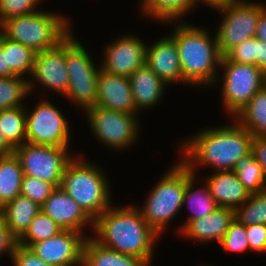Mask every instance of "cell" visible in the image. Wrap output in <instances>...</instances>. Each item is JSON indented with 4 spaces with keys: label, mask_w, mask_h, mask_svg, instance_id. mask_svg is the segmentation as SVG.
<instances>
[{
    "label": "cell",
    "mask_w": 266,
    "mask_h": 266,
    "mask_svg": "<svg viewBox=\"0 0 266 266\" xmlns=\"http://www.w3.org/2000/svg\"><path fill=\"white\" fill-rule=\"evenodd\" d=\"M232 120L228 125L205 127L181 141L180 160L194 175L200 165L213 167L215 172L233 171L237 161L251 152L253 135L234 118Z\"/></svg>",
    "instance_id": "1"
},
{
    "label": "cell",
    "mask_w": 266,
    "mask_h": 266,
    "mask_svg": "<svg viewBox=\"0 0 266 266\" xmlns=\"http://www.w3.org/2000/svg\"><path fill=\"white\" fill-rule=\"evenodd\" d=\"M113 206L94 221L92 238L108 249L141 258L151 266L154 245L161 236L145 221L138 205Z\"/></svg>",
    "instance_id": "2"
},
{
    "label": "cell",
    "mask_w": 266,
    "mask_h": 266,
    "mask_svg": "<svg viewBox=\"0 0 266 266\" xmlns=\"http://www.w3.org/2000/svg\"><path fill=\"white\" fill-rule=\"evenodd\" d=\"M168 23H173L175 27L169 35L175 40L178 48L183 80L186 84L199 88L215 86L220 75L217 67H220L222 59L216 35L211 36L205 27L195 26L183 20L170 21L165 25Z\"/></svg>",
    "instance_id": "3"
},
{
    "label": "cell",
    "mask_w": 266,
    "mask_h": 266,
    "mask_svg": "<svg viewBox=\"0 0 266 266\" xmlns=\"http://www.w3.org/2000/svg\"><path fill=\"white\" fill-rule=\"evenodd\" d=\"M83 158L74 156L68 162L60 187L95 221L113 204V196L104 171Z\"/></svg>",
    "instance_id": "4"
},
{
    "label": "cell",
    "mask_w": 266,
    "mask_h": 266,
    "mask_svg": "<svg viewBox=\"0 0 266 266\" xmlns=\"http://www.w3.org/2000/svg\"><path fill=\"white\" fill-rule=\"evenodd\" d=\"M38 10L1 23L3 35L39 53L58 46L71 33L70 19L60 12Z\"/></svg>",
    "instance_id": "5"
},
{
    "label": "cell",
    "mask_w": 266,
    "mask_h": 266,
    "mask_svg": "<svg viewBox=\"0 0 266 266\" xmlns=\"http://www.w3.org/2000/svg\"><path fill=\"white\" fill-rule=\"evenodd\" d=\"M175 164L152 187L142 207H138L145 221L159 236L183 207L186 165L180 159Z\"/></svg>",
    "instance_id": "6"
},
{
    "label": "cell",
    "mask_w": 266,
    "mask_h": 266,
    "mask_svg": "<svg viewBox=\"0 0 266 266\" xmlns=\"http://www.w3.org/2000/svg\"><path fill=\"white\" fill-rule=\"evenodd\" d=\"M73 34L74 32L65 39V63L69 76L65 97L85 112L96 106L98 73L101 66L94 63L88 49Z\"/></svg>",
    "instance_id": "7"
},
{
    "label": "cell",
    "mask_w": 266,
    "mask_h": 266,
    "mask_svg": "<svg viewBox=\"0 0 266 266\" xmlns=\"http://www.w3.org/2000/svg\"><path fill=\"white\" fill-rule=\"evenodd\" d=\"M220 12L222 22L215 31L219 52L224 57L231 49L248 38H254L263 3L232 0L210 7Z\"/></svg>",
    "instance_id": "8"
},
{
    "label": "cell",
    "mask_w": 266,
    "mask_h": 266,
    "mask_svg": "<svg viewBox=\"0 0 266 266\" xmlns=\"http://www.w3.org/2000/svg\"><path fill=\"white\" fill-rule=\"evenodd\" d=\"M219 69L224 70L223 79L218 76L215 84L223 83L222 104L228 116L233 118L266 84V74L256 65L230 62L225 56Z\"/></svg>",
    "instance_id": "9"
},
{
    "label": "cell",
    "mask_w": 266,
    "mask_h": 266,
    "mask_svg": "<svg viewBox=\"0 0 266 266\" xmlns=\"http://www.w3.org/2000/svg\"><path fill=\"white\" fill-rule=\"evenodd\" d=\"M85 113L94 138L105 147L118 152L131 147L138 140L141 125L137 114L107 110L99 106L90 107Z\"/></svg>",
    "instance_id": "10"
},
{
    "label": "cell",
    "mask_w": 266,
    "mask_h": 266,
    "mask_svg": "<svg viewBox=\"0 0 266 266\" xmlns=\"http://www.w3.org/2000/svg\"><path fill=\"white\" fill-rule=\"evenodd\" d=\"M69 147H53L25 142L15 149L24 175L36 177L60 187L64 170L74 157Z\"/></svg>",
    "instance_id": "11"
},
{
    "label": "cell",
    "mask_w": 266,
    "mask_h": 266,
    "mask_svg": "<svg viewBox=\"0 0 266 266\" xmlns=\"http://www.w3.org/2000/svg\"><path fill=\"white\" fill-rule=\"evenodd\" d=\"M43 99L34 109L26 108V142L53 147H69L70 127L62 112Z\"/></svg>",
    "instance_id": "12"
},
{
    "label": "cell",
    "mask_w": 266,
    "mask_h": 266,
    "mask_svg": "<svg viewBox=\"0 0 266 266\" xmlns=\"http://www.w3.org/2000/svg\"><path fill=\"white\" fill-rule=\"evenodd\" d=\"M37 83L39 87L65 97L69 83L65 63V40L52 49L36 53L33 71L28 80L30 94Z\"/></svg>",
    "instance_id": "13"
},
{
    "label": "cell",
    "mask_w": 266,
    "mask_h": 266,
    "mask_svg": "<svg viewBox=\"0 0 266 266\" xmlns=\"http://www.w3.org/2000/svg\"><path fill=\"white\" fill-rule=\"evenodd\" d=\"M62 230L55 236L36 242L29 248L45 263L53 266H83V246L88 236Z\"/></svg>",
    "instance_id": "14"
},
{
    "label": "cell",
    "mask_w": 266,
    "mask_h": 266,
    "mask_svg": "<svg viewBox=\"0 0 266 266\" xmlns=\"http://www.w3.org/2000/svg\"><path fill=\"white\" fill-rule=\"evenodd\" d=\"M133 34L117 37L105 46L101 68L111 74L129 78L145 64L146 43Z\"/></svg>",
    "instance_id": "15"
},
{
    "label": "cell",
    "mask_w": 266,
    "mask_h": 266,
    "mask_svg": "<svg viewBox=\"0 0 266 266\" xmlns=\"http://www.w3.org/2000/svg\"><path fill=\"white\" fill-rule=\"evenodd\" d=\"M62 230L84 232L87 226L94 228V221L84 212L81 206L61 187H56L50 197L41 206Z\"/></svg>",
    "instance_id": "16"
},
{
    "label": "cell",
    "mask_w": 266,
    "mask_h": 266,
    "mask_svg": "<svg viewBox=\"0 0 266 266\" xmlns=\"http://www.w3.org/2000/svg\"><path fill=\"white\" fill-rule=\"evenodd\" d=\"M96 106L129 114L136 110L130 79L104 71L98 73Z\"/></svg>",
    "instance_id": "17"
},
{
    "label": "cell",
    "mask_w": 266,
    "mask_h": 266,
    "mask_svg": "<svg viewBox=\"0 0 266 266\" xmlns=\"http://www.w3.org/2000/svg\"><path fill=\"white\" fill-rule=\"evenodd\" d=\"M145 64L152 69L167 85L186 82L183 74L175 40L166 35L155 43L146 45Z\"/></svg>",
    "instance_id": "18"
},
{
    "label": "cell",
    "mask_w": 266,
    "mask_h": 266,
    "mask_svg": "<svg viewBox=\"0 0 266 266\" xmlns=\"http://www.w3.org/2000/svg\"><path fill=\"white\" fill-rule=\"evenodd\" d=\"M234 220V210L217 207L207 216L189 221L179 234L189 240L203 243L215 241L219 244Z\"/></svg>",
    "instance_id": "19"
},
{
    "label": "cell",
    "mask_w": 266,
    "mask_h": 266,
    "mask_svg": "<svg viewBox=\"0 0 266 266\" xmlns=\"http://www.w3.org/2000/svg\"><path fill=\"white\" fill-rule=\"evenodd\" d=\"M204 182L218 207L235 211L250 197L234 171L214 172Z\"/></svg>",
    "instance_id": "20"
},
{
    "label": "cell",
    "mask_w": 266,
    "mask_h": 266,
    "mask_svg": "<svg viewBox=\"0 0 266 266\" xmlns=\"http://www.w3.org/2000/svg\"><path fill=\"white\" fill-rule=\"evenodd\" d=\"M136 110L151 109L160 103L167 84L146 64L137 68L129 77Z\"/></svg>",
    "instance_id": "21"
},
{
    "label": "cell",
    "mask_w": 266,
    "mask_h": 266,
    "mask_svg": "<svg viewBox=\"0 0 266 266\" xmlns=\"http://www.w3.org/2000/svg\"><path fill=\"white\" fill-rule=\"evenodd\" d=\"M40 211V205L20 194L0 209V217L12 233L20 239Z\"/></svg>",
    "instance_id": "22"
},
{
    "label": "cell",
    "mask_w": 266,
    "mask_h": 266,
    "mask_svg": "<svg viewBox=\"0 0 266 266\" xmlns=\"http://www.w3.org/2000/svg\"><path fill=\"white\" fill-rule=\"evenodd\" d=\"M83 266H150L145 260L108 249L92 237L83 246Z\"/></svg>",
    "instance_id": "23"
},
{
    "label": "cell",
    "mask_w": 266,
    "mask_h": 266,
    "mask_svg": "<svg viewBox=\"0 0 266 266\" xmlns=\"http://www.w3.org/2000/svg\"><path fill=\"white\" fill-rule=\"evenodd\" d=\"M140 9L143 16L157 22L181 21L198 4L199 0H140Z\"/></svg>",
    "instance_id": "24"
},
{
    "label": "cell",
    "mask_w": 266,
    "mask_h": 266,
    "mask_svg": "<svg viewBox=\"0 0 266 266\" xmlns=\"http://www.w3.org/2000/svg\"><path fill=\"white\" fill-rule=\"evenodd\" d=\"M195 180L196 175H194L186 166V189L184 193L183 207L186 204L193 213H191L185 223L180 226V229H177L179 230V233L189 221L205 217L218 207L209 193L207 185L204 183L203 187L195 189Z\"/></svg>",
    "instance_id": "25"
},
{
    "label": "cell",
    "mask_w": 266,
    "mask_h": 266,
    "mask_svg": "<svg viewBox=\"0 0 266 266\" xmlns=\"http://www.w3.org/2000/svg\"><path fill=\"white\" fill-rule=\"evenodd\" d=\"M23 176L15 153L0 156V209L20 195Z\"/></svg>",
    "instance_id": "26"
},
{
    "label": "cell",
    "mask_w": 266,
    "mask_h": 266,
    "mask_svg": "<svg viewBox=\"0 0 266 266\" xmlns=\"http://www.w3.org/2000/svg\"><path fill=\"white\" fill-rule=\"evenodd\" d=\"M233 118L253 136H266V84Z\"/></svg>",
    "instance_id": "27"
},
{
    "label": "cell",
    "mask_w": 266,
    "mask_h": 266,
    "mask_svg": "<svg viewBox=\"0 0 266 266\" xmlns=\"http://www.w3.org/2000/svg\"><path fill=\"white\" fill-rule=\"evenodd\" d=\"M0 48L6 54L7 65L17 76H31L36 52L4 35L0 39Z\"/></svg>",
    "instance_id": "28"
},
{
    "label": "cell",
    "mask_w": 266,
    "mask_h": 266,
    "mask_svg": "<svg viewBox=\"0 0 266 266\" xmlns=\"http://www.w3.org/2000/svg\"><path fill=\"white\" fill-rule=\"evenodd\" d=\"M26 105L0 111V131L16 149L26 142Z\"/></svg>",
    "instance_id": "29"
},
{
    "label": "cell",
    "mask_w": 266,
    "mask_h": 266,
    "mask_svg": "<svg viewBox=\"0 0 266 266\" xmlns=\"http://www.w3.org/2000/svg\"><path fill=\"white\" fill-rule=\"evenodd\" d=\"M233 171L250 194L266 190V179L263 167L253 157L252 152L241 157Z\"/></svg>",
    "instance_id": "30"
},
{
    "label": "cell",
    "mask_w": 266,
    "mask_h": 266,
    "mask_svg": "<svg viewBox=\"0 0 266 266\" xmlns=\"http://www.w3.org/2000/svg\"><path fill=\"white\" fill-rule=\"evenodd\" d=\"M29 93L27 78L0 77V111L24 106L23 101Z\"/></svg>",
    "instance_id": "31"
},
{
    "label": "cell",
    "mask_w": 266,
    "mask_h": 266,
    "mask_svg": "<svg viewBox=\"0 0 266 266\" xmlns=\"http://www.w3.org/2000/svg\"><path fill=\"white\" fill-rule=\"evenodd\" d=\"M235 219L245 226L266 224V190L250 194L249 199L235 210Z\"/></svg>",
    "instance_id": "32"
},
{
    "label": "cell",
    "mask_w": 266,
    "mask_h": 266,
    "mask_svg": "<svg viewBox=\"0 0 266 266\" xmlns=\"http://www.w3.org/2000/svg\"><path fill=\"white\" fill-rule=\"evenodd\" d=\"M62 229L42 210L34 217L28 230L19 239V245L29 248L32 244L60 233Z\"/></svg>",
    "instance_id": "33"
},
{
    "label": "cell",
    "mask_w": 266,
    "mask_h": 266,
    "mask_svg": "<svg viewBox=\"0 0 266 266\" xmlns=\"http://www.w3.org/2000/svg\"><path fill=\"white\" fill-rule=\"evenodd\" d=\"M55 189L56 186L54 184L45 182L36 177L24 175L20 194L42 206Z\"/></svg>",
    "instance_id": "34"
},
{
    "label": "cell",
    "mask_w": 266,
    "mask_h": 266,
    "mask_svg": "<svg viewBox=\"0 0 266 266\" xmlns=\"http://www.w3.org/2000/svg\"><path fill=\"white\" fill-rule=\"evenodd\" d=\"M219 244L227 252L242 253L248 251L249 244L246 226L235 219Z\"/></svg>",
    "instance_id": "35"
},
{
    "label": "cell",
    "mask_w": 266,
    "mask_h": 266,
    "mask_svg": "<svg viewBox=\"0 0 266 266\" xmlns=\"http://www.w3.org/2000/svg\"><path fill=\"white\" fill-rule=\"evenodd\" d=\"M40 1L42 2V0H0V24L13 17L37 12Z\"/></svg>",
    "instance_id": "36"
},
{
    "label": "cell",
    "mask_w": 266,
    "mask_h": 266,
    "mask_svg": "<svg viewBox=\"0 0 266 266\" xmlns=\"http://www.w3.org/2000/svg\"><path fill=\"white\" fill-rule=\"evenodd\" d=\"M258 39L248 38L242 43L231 49L225 57L230 62L250 64L257 66Z\"/></svg>",
    "instance_id": "37"
},
{
    "label": "cell",
    "mask_w": 266,
    "mask_h": 266,
    "mask_svg": "<svg viewBox=\"0 0 266 266\" xmlns=\"http://www.w3.org/2000/svg\"><path fill=\"white\" fill-rule=\"evenodd\" d=\"M249 250L252 252H266V224L246 226Z\"/></svg>",
    "instance_id": "38"
},
{
    "label": "cell",
    "mask_w": 266,
    "mask_h": 266,
    "mask_svg": "<svg viewBox=\"0 0 266 266\" xmlns=\"http://www.w3.org/2000/svg\"><path fill=\"white\" fill-rule=\"evenodd\" d=\"M11 262L13 266H53L45 263L30 248L18 245L14 251Z\"/></svg>",
    "instance_id": "39"
},
{
    "label": "cell",
    "mask_w": 266,
    "mask_h": 266,
    "mask_svg": "<svg viewBox=\"0 0 266 266\" xmlns=\"http://www.w3.org/2000/svg\"><path fill=\"white\" fill-rule=\"evenodd\" d=\"M18 245L19 239L0 217V257L5 253L11 258Z\"/></svg>",
    "instance_id": "40"
},
{
    "label": "cell",
    "mask_w": 266,
    "mask_h": 266,
    "mask_svg": "<svg viewBox=\"0 0 266 266\" xmlns=\"http://www.w3.org/2000/svg\"><path fill=\"white\" fill-rule=\"evenodd\" d=\"M251 152L257 162L263 167L266 179V136H253Z\"/></svg>",
    "instance_id": "41"
},
{
    "label": "cell",
    "mask_w": 266,
    "mask_h": 266,
    "mask_svg": "<svg viewBox=\"0 0 266 266\" xmlns=\"http://www.w3.org/2000/svg\"><path fill=\"white\" fill-rule=\"evenodd\" d=\"M255 37L266 42V8L260 13L258 19Z\"/></svg>",
    "instance_id": "42"
},
{
    "label": "cell",
    "mask_w": 266,
    "mask_h": 266,
    "mask_svg": "<svg viewBox=\"0 0 266 266\" xmlns=\"http://www.w3.org/2000/svg\"><path fill=\"white\" fill-rule=\"evenodd\" d=\"M257 66L266 74V42L259 39Z\"/></svg>",
    "instance_id": "43"
},
{
    "label": "cell",
    "mask_w": 266,
    "mask_h": 266,
    "mask_svg": "<svg viewBox=\"0 0 266 266\" xmlns=\"http://www.w3.org/2000/svg\"><path fill=\"white\" fill-rule=\"evenodd\" d=\"M17 76L7 65L6 54L3 53V50L0 48V77H12Z\"/></svg>",
    "instance_id": "44"
},
{
    "label": "cell",
    "mask_w": 266,
    "mask_h": 266,
    "mask_svg": "<svg viewBox=\"0 0 266 266\" xmlns=\"http://www.w3.org/2000/svg\"><path fill=\"white\" fill-rule=\"evenodd\" d=\"M15 149L7 142L4 135L0 131V156L14 153Z\"/></svg>",
    "instance_id": "45"
},
{
    "label": "cell",
    "mask_w": 266,
    "mask_h": 266,
    "mask_svg": "<svg viewBox=\"0 0 266 266\" xmlns=\"http://www.w3.org/2000/svg\"><path fill=\"white\" fill-rule=\"evenodd\" d=\"M199 1H200V3L205 4L206 6L208 5L210 8V7L215 6L217 4L229 2L232 0H199Z\"/></svg>",
    "instance_id": "46"
},
{
    "label": "cell",
    "mask_w": 266,
    "mask_h": 266,
    "mask_svg": "<svg viewBox=\"0 0 266 266\" xmlns=\"http://www.w3.org/2000/svg\"><path fill=\"white\" fill-rule=\"evenodd\" d=\"M3 35V29H2V26L0 24V39H1V36Z\"/></svg>",
    "instance_id": "47"
}]
</instances>
